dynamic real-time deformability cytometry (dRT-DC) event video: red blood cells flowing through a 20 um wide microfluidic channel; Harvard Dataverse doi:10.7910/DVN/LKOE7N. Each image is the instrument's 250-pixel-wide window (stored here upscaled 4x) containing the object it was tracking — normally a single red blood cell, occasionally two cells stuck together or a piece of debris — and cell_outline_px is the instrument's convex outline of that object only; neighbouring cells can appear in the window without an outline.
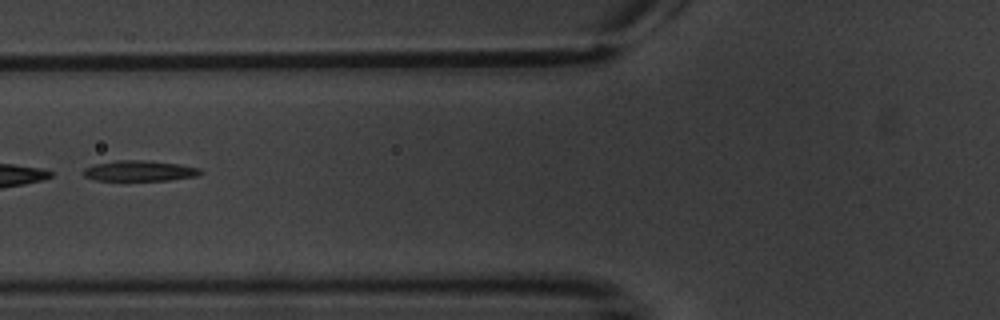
{"species": "common noctule bat (a hibernating species)", "species_latin": "Nyctalus noctula", "temperature_condition": "warm", "stored_images_in_passage": 6, "camera_frame_rate_fps": 3000, "um_per_image_px": 0.085, "animal": {"sex": "male", "body_mass_g": 20.1, "forearm_length_mm": 53.5}, "frame": {"image": 1, "passage_image": 6, "time_ms": 6.667, "image_size_px": [1000, 320], "cell_outline_px": [[204, 172], [196, 176], [172, 180], [96, 180], [84, 176], [84, 168], [92, 164], [116, 160], [144, 160], [180, 164], [200, 168]], "centroid_in_image_um": [11.88, 14.51], "position_along_channel_um": 113.9, "area_um2": 14.1}}